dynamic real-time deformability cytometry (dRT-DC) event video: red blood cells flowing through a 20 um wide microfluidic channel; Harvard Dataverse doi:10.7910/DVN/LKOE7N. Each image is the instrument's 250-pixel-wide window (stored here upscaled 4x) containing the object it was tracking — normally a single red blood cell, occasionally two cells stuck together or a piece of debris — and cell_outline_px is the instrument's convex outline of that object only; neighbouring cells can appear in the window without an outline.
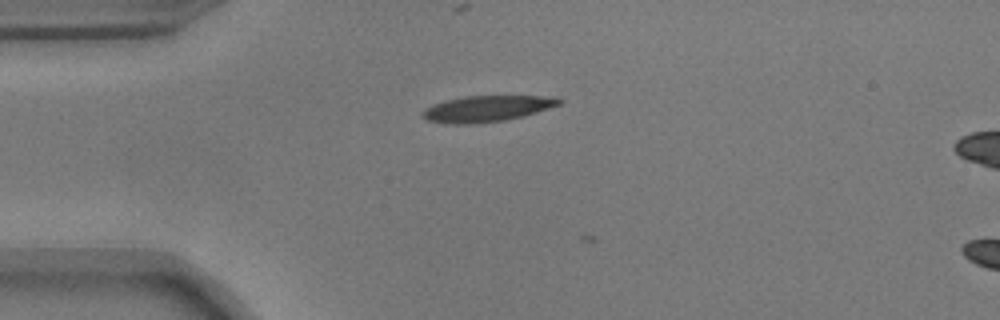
{"species": "common noctule bat (a hibernating species)", "species_latin": "Nyctalus noctula", "temperature_condition": "warm", "stored_images_in_passage": 6, "camera_frame_rate_fps": 3000, "um_per_image_px": 0.085, "animal": {"sex": "male", "body_mass_g": 17.9}, "frame": {"image": 1, "passage_image": 5, "time_ms": 1.333, "image_size_px": [1000, 320], "cell_outline_px": [[564, 100], [560, 104], [524, 116], [504, 120], [464, 124], [448, 124], [428, 120], [420, 116], [420, 112], [424, 108], [432, 104], [444, 100], [464, 96], [556, 96]], "centroid_in_image_um": [41.34, 9.22], "position_along_channel_um": 43.7, "area_um2": 20.87}}